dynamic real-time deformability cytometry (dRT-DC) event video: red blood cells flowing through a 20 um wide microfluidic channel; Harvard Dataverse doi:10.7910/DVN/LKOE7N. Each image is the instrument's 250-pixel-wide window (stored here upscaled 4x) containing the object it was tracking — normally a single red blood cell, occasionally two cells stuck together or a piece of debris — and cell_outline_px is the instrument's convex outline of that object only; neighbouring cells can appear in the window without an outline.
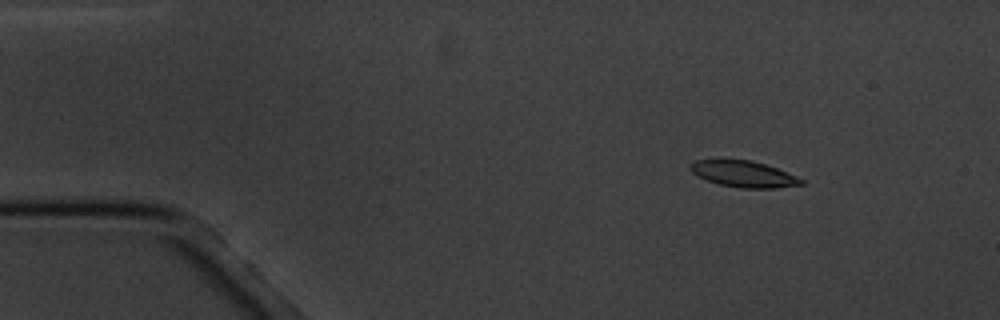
{"species": "common noctule bat (a hibernating species)", "species_latin": "Nyctalus noctula", "temperature_condition": "cold", "stored_images_in_passage": 4, "camera_frame_rate_fps": 3000, "um_per_image_px": 0.085, "animal": {"sex": "male", "body_mass_g": 20.1, "forearm_length_mm": 53.5}, "frame": {"image": 1, "passage_image": 2, "time_ms": 2.0, "image_size_px": [1000, 320], "cell_outline_px": [[804, 184], [776, 188], [740, 188], [720, 184], [696, 176], [688, 168], [688, 164], [696, 160], [752, 160], [776, 168], [796, 176], [804, 180]], "centroid_in_image_um": [63.18, 14.79], "position_along_channel_um": 21.8, "area_um2": 16.88}}